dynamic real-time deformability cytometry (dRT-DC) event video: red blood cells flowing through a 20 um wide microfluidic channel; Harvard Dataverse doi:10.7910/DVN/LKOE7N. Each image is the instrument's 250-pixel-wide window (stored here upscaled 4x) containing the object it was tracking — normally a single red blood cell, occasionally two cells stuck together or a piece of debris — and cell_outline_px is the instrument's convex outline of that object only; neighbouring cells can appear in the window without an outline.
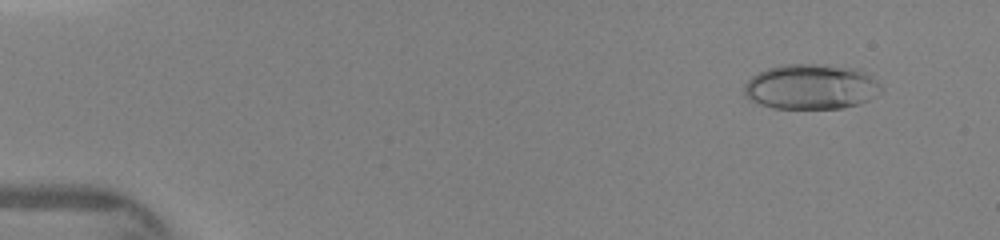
{"species": "human", "species_latin": "Homo sapiens", "temperature_condition": "warm", "stored_images_in_passage": 18, "camera_frame_rate_fps": 3000, "um_per_image_px": 0.085, "donor": {"sex": "female"}, "frame": {"image": 1, "passage_image": 4, "time_ms": 1.0, "image_size_px": [1000, 240], "cell_outline_px": [[884, 92], [860, 104], [840, 108], [772, 108], [748, 100], [744, 96], [744, 84], [752, 76], [768, 68], [784, 64], [820, 64], [860, 68], [872, 76], [880, 84]], "centroid_in_image_um": [68.97, 7.37], "position_along_channel_um": 16.0, "area_um2": 36.53}}
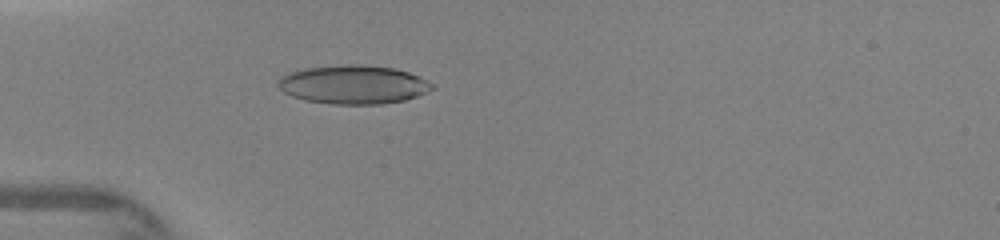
{"frame": {"image": 2, "passage_image": 14, "time_ms": 4.333, "image_size_px": [1000, 240], "cell_outline_px": [[436, 88], [416, 96], [404, 100], [380, 104], [332, 104], [304, 100], [292, 96], [284, 92], [276, 84], [276, 80], [280, 76], [288, 72], [308, 68], [348, 64], [356, 64], [396, 68], [420, 76], [432, 84]], "centroid_in_image_um": [30.01, 7.19], "position_along_channel_um": 55.0, "area_um2": 34.8}}